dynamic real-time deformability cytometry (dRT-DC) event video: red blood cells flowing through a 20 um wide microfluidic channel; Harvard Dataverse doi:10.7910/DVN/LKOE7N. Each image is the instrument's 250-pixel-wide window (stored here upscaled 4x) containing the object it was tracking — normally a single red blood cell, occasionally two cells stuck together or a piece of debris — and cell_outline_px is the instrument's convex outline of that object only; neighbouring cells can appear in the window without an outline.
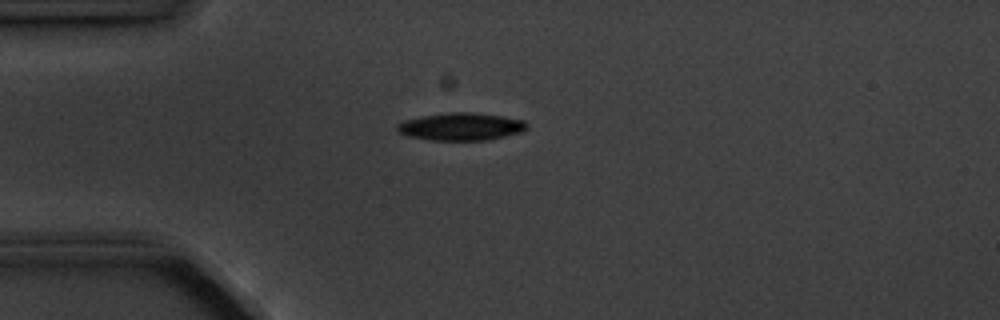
{"species": "common noctule bat (a hibernating species)", "species_latin": "Nyctalus noctula", "temperature_condition": "cold", "stored_images_in_passage": 4, "camera_frame_rate_fps": 3000, "um_per_image_px": 0.085, "animal": {"sex": "male", "body_mass_g": 20.1, "forearm_length_mm": 53.5}, "frame": {"image": 1, "passage_image": 4, "time_ms": 4.333, "image_size_px": [1000, 320], "cell_outline_px": [[528, 128], [520, 132], [488, 140], [432, 140], [408, 136], [396, 132], [396, 124], [404, 120], [420, 116], [448, 112], [472, 112], [500, 116], [524, 120], [528, 124]], "centroid_in_image_um": [39.14, 10.76], "position_along_channel_um": 45.9, "area_um2": 20.92}}